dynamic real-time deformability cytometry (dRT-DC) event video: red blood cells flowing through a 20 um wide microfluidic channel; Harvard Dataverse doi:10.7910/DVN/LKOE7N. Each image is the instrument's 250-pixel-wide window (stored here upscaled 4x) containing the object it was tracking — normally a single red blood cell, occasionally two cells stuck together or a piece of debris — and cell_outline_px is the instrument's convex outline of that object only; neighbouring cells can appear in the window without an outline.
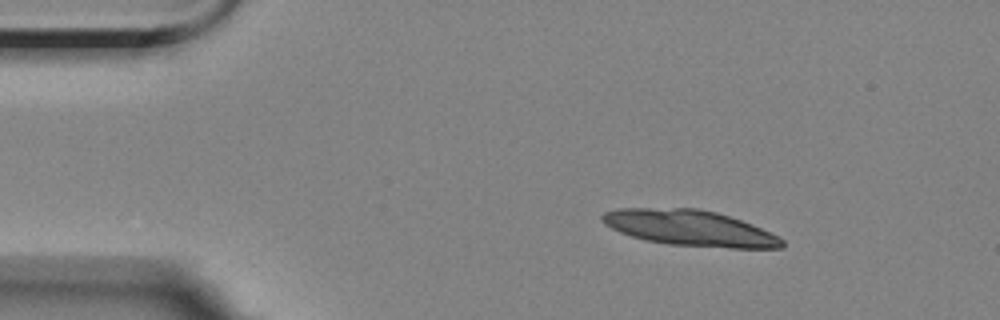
{"species": "Egyptian fruit bat (a non-hibernating species)", "species_latin": "Rousettus aegyptiacus", "temperature_condition": "room temperature", "stored_images_in_passage": 5, "camera_frame_rate_fps": 3000, "um_per_image_px": 0.085, "animal": {"sex": "female"}, "frame": {"image": 1, "passage_image": 2, "time_ms": 1.0, "image_size_px": [1000, 320], "cell_outline_px": [[784, 248], [728, 248], [668, 244], [648, 240], [632, 236], [620, 232], [604, 224], [600, 220], [600, 216], [604, 212], [616, 208], [696, 208], [716, 212], [752, 224], [784, 240]], "centroid_in_image_um": [58.6, 19.38], "position_along_channel_um": 26.4, "area_um2": 37.22}}
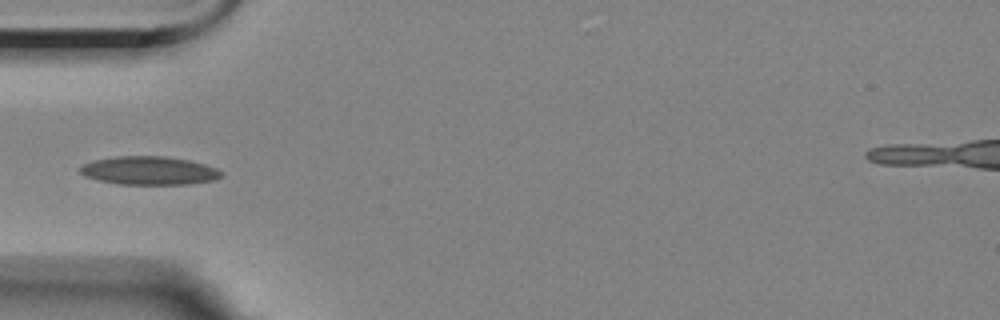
{"frame": {"image": 2, "passage_image": 5, "time_ms": 4.333, "image_size_px": [1000, 320], "cell_outline_px": [[224, 176], [216, 180], [188, 184], [120, 184], [100, 180], [84, 176], [80, 172], [80, 168], [84, 164], [96, 160], [116, 156], [164, 156], [188, 160], [204, 164], [216, 168], [224, 172]], "centroid_in_image_um": [12.74, 14.5], "position_along_channel_um": 72.3, "area_um2": 23.29}}